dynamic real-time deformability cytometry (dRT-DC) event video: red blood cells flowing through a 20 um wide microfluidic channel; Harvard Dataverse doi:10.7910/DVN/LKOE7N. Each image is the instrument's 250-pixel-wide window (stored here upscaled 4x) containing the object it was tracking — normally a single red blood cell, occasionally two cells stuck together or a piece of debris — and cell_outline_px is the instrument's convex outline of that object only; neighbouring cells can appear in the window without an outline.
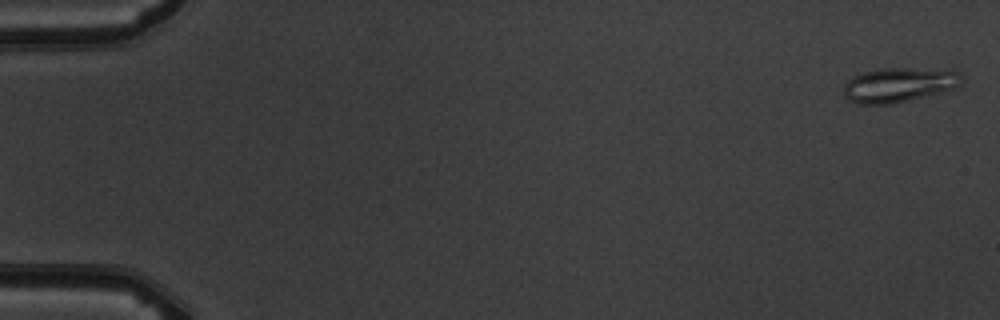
{"species": "common noctule bat (a hibernating species)", "species_latin": "Nyctalus noctula", "temperature_condition": "warm", "stored_images_in_passage": 6, "camera_frame_rate_fps": 3000, "um_per_image_px": 0.085, "animal": {"sex": "male", "body_mass_g": 19.5, "forearm_length_mm": 54.6}, "frame": {"image": 1, "passage_image": 1, "time_ms": 0.0, "image_size_px": [1000, 320], "cell_outline_px": [[964, 76], [956, 88], [892, 104], [860, 104], [848, 100], [844, 96], [844, 84], [852, 76], [864, 72], [880, 68], [952, 68], [960, 72]], "centroid_in_image_um": [76.45, 7.18], "position_along_channel_um": 8.5, "area_um2": 24.16}}
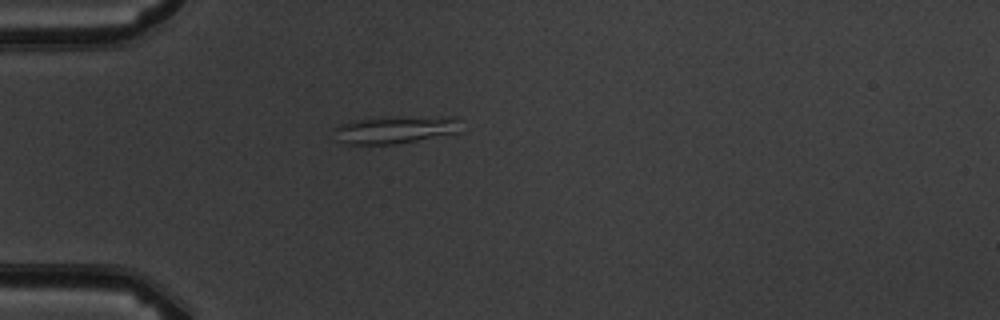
{"frame": {"image": 2, "passage_image": 5, "time_ms": 4.667, "image_size_px": [1000, 320], "cell_outline_px": [[460, 132], [396, 144], [344, 144], [336, 140], [332, 128], [340, 124], [352, 120], [368, 116], [456, 116]], "centroid_in_image_um": [33.51, 10.99], "position_along_channel_um": 51.5, "area_um2": 21.15}}